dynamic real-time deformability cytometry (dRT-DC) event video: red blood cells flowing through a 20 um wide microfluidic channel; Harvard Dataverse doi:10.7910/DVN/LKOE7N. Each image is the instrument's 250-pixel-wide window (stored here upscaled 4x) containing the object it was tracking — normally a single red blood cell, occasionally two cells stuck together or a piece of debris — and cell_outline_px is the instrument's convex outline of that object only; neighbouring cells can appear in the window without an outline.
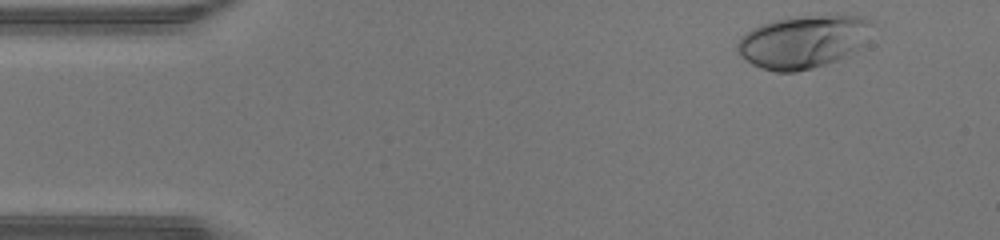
{"species": "human", "species_latin": "Homo sapiens", "temperature_condition": "warm", "stored_images_in_passage": 39, "camera_frame_rate_fps": 3000, "um_per_image_px": 0.085, "donor": {"sex": "male"}, "frame": {"image": 1, "passage_image": 1, "time_ms": 0.0, "image_size_px": [1000, 240], "cell_outline_px": [[872, 24], [860, 44], [856, 48], [844, 56], [836, 60], [812, 68], [796, 72], [776, 72], [760, 68], [752, 64], [740, 56], [736, 48], [736, 44], [752, 28], [772, 20], [792, 16], [836, 12], [864, 16], [872, 20]], "centroid_in_image_um": [68.25, 3.48], "position_along_channel_um": 16.7, "area_um2": 41.79}}
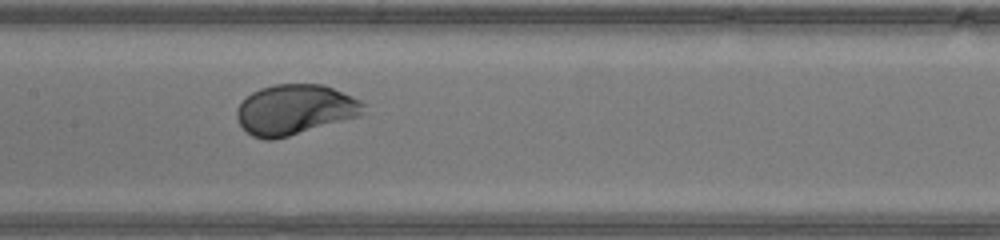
{"frame": {"image": 2, "passage_image": 19, "time_ms": 6.0, "image_size_px": [1000, 240], "cell_outline_px": [[364, 112], [360, 116], [288, 136], [272, 140], [264, 140], [252, 136], [240, 124], [236, 116], [236, 108], [252, 92], [260, 88], [276, 84], [324, 84], [352, 96], [360, 100], [364, 104]], "centroid_in_image_um": [25.07, 9.31], "position_along_channel_um": 182.3, "area_um2": 36.93}}
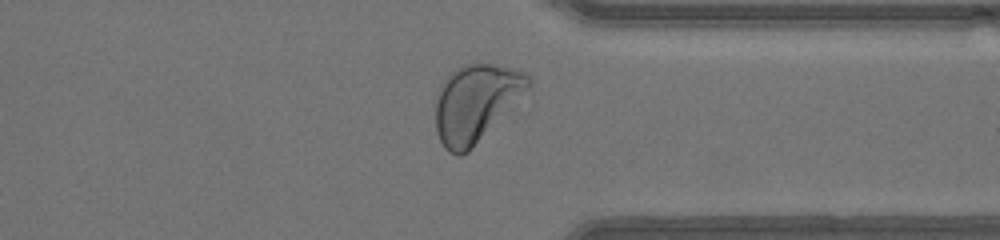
{"frame": {"image": 3, "passage_image": 32, "time_ms": 10.333, "image_size_px": [1000, 240], "cell_outline_px": [[532, 96], [468, 152], [460, 156], [456, 156], [448, 152], [444, 148], [436, 132], [436, 100], [440, 84], [456, 68], [464, 64], [492, 64], [524, 72], [532, 80]], "centroid_in_image_um": [40.58, 8.8], "position_along_channel_um": 370.8, "area_um2": 43.75}, "authors_computed_cell_mechanics": {"area_um2": 37.3966, "velocity_mm_per_s": 4.4298, "shape_relaxation_time_tau1_ms": 1.4987, "shape_relaxation_time_tau2_ms": null, "deformation_change_tau1": 0.1544, "deformation_change_tau2": null}}